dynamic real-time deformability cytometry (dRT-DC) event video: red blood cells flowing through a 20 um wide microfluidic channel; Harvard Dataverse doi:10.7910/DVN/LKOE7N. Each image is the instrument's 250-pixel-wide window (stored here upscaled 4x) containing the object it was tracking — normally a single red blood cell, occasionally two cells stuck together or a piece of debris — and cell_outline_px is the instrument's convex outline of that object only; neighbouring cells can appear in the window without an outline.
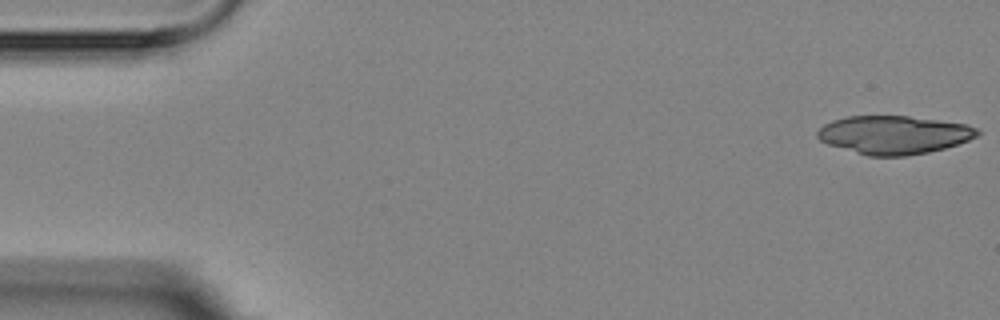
{"species": "Egyptian fruit bat (a non-hibernating species)", "species_latin": "Rousettus aegyptiacus", "temperature_condition": "room temperature", "stored_images_in_passage": 4, "camera_frame_rate_fps": 3000, "um_per_image_px": 0.085, "animal": {"sex": "female"}, "frame": {"image": 1, "passage_image": 1, "time_ms": 0.0, "image_size_px": [1000, 320], "cell_outline_px": [[980, 132], [976, 136], [968, 140], [944, 148], [928, 152], [904, 156], [868, 156], [828, 144], [820, 140], [816, 136], [816, 132], [824, 124], [832, 120], [848, 116], [908, 116], [968, 124], [976, 128]], "centroid_in_image_um": [75.96, 11.45], "position_along_channel_um": 9.0, "area_um2": 35.55}}